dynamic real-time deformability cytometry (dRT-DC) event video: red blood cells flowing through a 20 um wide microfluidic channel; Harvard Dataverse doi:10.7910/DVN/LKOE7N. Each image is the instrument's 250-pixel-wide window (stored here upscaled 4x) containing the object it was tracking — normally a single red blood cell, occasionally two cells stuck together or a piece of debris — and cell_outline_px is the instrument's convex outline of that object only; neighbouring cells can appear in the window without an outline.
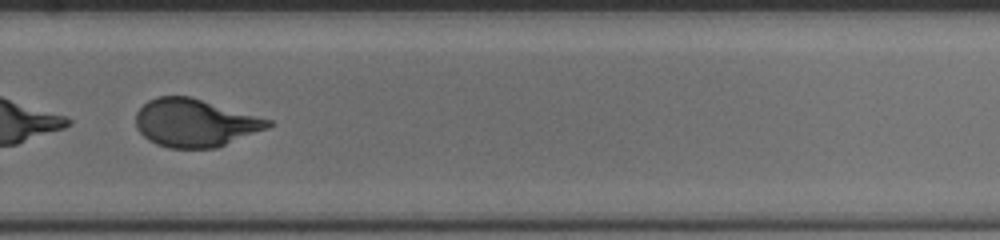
{"species": "human", "species_latin": "Homo sapiens", "temperature_condition": "cold", "stored_images_in_passage": 41, "camera_frame_rate_fps": 3000, "um_per_image_px": 0.085, "donor": {"sex": "female"}, "frame": {"image": 1, "passage_image": 24, "time_ms": 7.667, "image_size_px": [1000, 240], "cell_outline_px": [[272, 124], [268, 128], [216, 148], [168, 148], [156, 144], [148, 140], [136, 128], [136, 112], [148, 100], [156, 96], [188, 96], [272, 120]], "centroid_in_image_um": [16.54, 10.45], "position_along_channel_um": 313.3, "area_um2": 36.7}, "authors_computed_cell_mechanics": {"area_um2": 38.148, "velocity_mm_per_s": 3.4696, "shape_relaxation_time_tau1_ms": 1.7662, "shape_relaxation_time_tau2_ms": 0.7718, "deformation_change_tau1": 0.3327, "deformation_change_tau2": 0.0647}}